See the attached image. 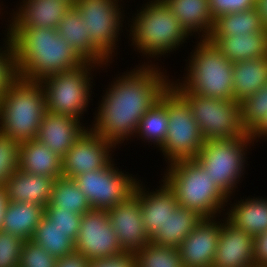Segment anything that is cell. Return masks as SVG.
Segmentation results:
<instances>
[{
	"label": "cell",
	"mask_w": 267,
	"mask_h": 267,
	"mask_svg": "<svg viewBox=\"0 0 267 267\" xmlns=\"http://www.w3.org/2000/svg\"><path fill=\"white\" fill-rule=\"evenodd\" d=\"M164 69L161 64H138L116 74L96 103L89 127L118 149L125 140L132 142L141 117L171 84L172 78Z\"/></svg>",
	"instance_id": "cell-1"
},
{
	"label": "cell",
	"mask_w": 267,
	"mask_h": 267,
	"mask_svg": "<svg viewBox=\"0 0 267 267\" xmlns=\"http://www.w3.org/2000/svg\"><path fill=\"white\" fill-rule=\"evenodd\" d=\"M5 29L4 37L14 47L18 77L23 80L40 82L85 62L54 28Z\"/></svg>",
	"instance_id": "cell-2"
},
{
	"label": "cell",
	"mask_w": 267,
	"mask_h": 267,
	"mask_svg": "<svg viewBox=\"0 0 267 267\" xmlns=\"http://www.w3.org/2000/svg\"><path fill=\"white\" fill-rule=\"evenodd\" d=\"M146 1L135 11L136 13H130L133 16L127 17L129 34H125L133 50L146 58V62L144 60L138 64L153 65L159 64L156 62L162 60L159 58H168L172 52L174 54V51L188 43L186 40H191V36L163 0Z\"/></svg>",
	"instance_id": "cell-3"
},
{
	"label": "cell",
	"mask_w": 267,
	"mask_h": 267,
	"mask_svg": "<svg viewBox=\"0 0 267 267\" xmlns=\"http://www.w3.org/2000/svg\"><path fill=\"white\" fill-rule=\"evenodd\" d=\"M184 75L171 85L180 94H195L220 100H234L233 62L229 61L209 39H196ZM186 72V73H185ZM174 79V80H173Z\"/></svg>",
	"instance_id": "cell-4"
},
{
	"label": "cell",
	"mask_w": 267,
	"mask_h": 267,
	"mask_svg": "<svg viewBox=\"0 0 267 267\" xmlns=\"http://www.w3.org/2000/svg\"><path fill=\"white\" fill-rule=\"evenodd\" d=\"M166 165L161 176L174 191L179 206L194 210L203 218L224 215L228 197L195 159L178 160Z\"/></svg>",
	"instance_id": "cell-5"
},
{
	"label": "cell",
	"mask_w": 267,
	"mask_h": 267,
	"mask_svg": "<svg viewBox=\"0 0 267 267\" xmlns=\"http://www.w3.org/2000/svg\"><path fill=\"white\" fill-rule=\"evenodd\" d=\"M45 112L41 83L18 77L0 98V133L18 143L36 139Z\"/></svg>",
	"instance_id": "cell-6"
},
{
	"label": "cell",
	"mask_w": 267,
	"mask_h": 267,
	"mask_svg": "<svg viewBox=\"0 0 267 267\" xmlns=\"http://www.w3.org/2000/svg\"><path fill=\"white\" fill-rule=\"evenodd\" d=\"M109 66L110 64L101 67L85 61L78 67L43 78L40 83L45 91L46 111L84 122L83 116L93 102L92 90L95 86L93 76L96 77L94 74H97V70L98 73L105 69L104 72H108Z\"/></svg>",
	"instance_id": "cell-7"
},
{
	"label": "cell",
	"mask_w": 267,
	"mask_h": 267,
	"mask_svg": "<svg viewBox=\"0 0 267 267\" xmlns=\"http://www.w3.org/2000/svg\"><path fill=\"white\" fill-rule=\"evenodd\" d=\"M254 145L252 134L239 138L207 140L194 159L228 198L235 197V192H239L236 189L246 174L245 168L249 165L247 155L252 146L255 148Z\"/></svg>",
	"instance_id": "cell-8"
},
{
	"label": "cell",
	"mask_w": 267,
	"mask_h": 267,
	"mask_svg": "<svg viewBox=\"0 0 267 267\" xmlns=\"http://www.w3.org/2000/svg\"><path fill=\"white\" fill-rule=\"evenodd\" d=\"M168 131L162 147L165 164L184 159H194L204 145L198 124L189 102L170 84L166 89Z\"/></svg>",
	"instance_id": "cell-9"
},
{
	"label": "cell",
	"mask_w": 267,
	"mask_h": 267,
	"mask_svg": "<svg viewBox=\"0 0 267 267\" xmlns=\"http://www.w3.org/2000/svg\"><path fill=\"white\" fill-rule=\"evenodd\" d=\"M121 2L124 3L123 0H74L73 3L85 21L91 42L112 63L115 62L113 60L115 56L119 54L121 33L127 31L126 21L128 20H125L127 17L125 14L129 15V13L124 10L125 4Z\"/></svg>",
	"instance_id": "cell-10"
},
{
	"label": "cell",
	"mask_w": 267,
	"mask_h": 267,
	"mask_svg": "<svg viewBox=\"0 0 267 267\" xmlns=\"http://www.w3.org/2000/svg\"><path fill=\"white\" fill-rule=\"evenodd\" d=\"M188 102L204 141L248 136L240 103L195 94H181Z\"/></svg>",
	"instance_id": "cell-11"
},
{
	"label": "cell",
	"mask_w": 267,
	"mask_h": 267,
	"mask_svg": "<svg viewBox=\"0 0 267 267\" xmlns=\"http://www.w3.org/2000/svg\"><path fill=\"white\" fill-rule=\"evenodd\" d=\"M115 163L113 160L105 169L73 178L92 209L108 210L125 202L133 194L139 175L129 174L126 169L122 171Z\"/></svg>",
	"instance_id": "cell-12"
},
{
	"label": "cell",
	"mask_w": 267,
	"mask_h": 267,
	"mask_svg": "<svg viewBox=\"0 0 267 267\" xmlns=\"http://www.w3.org/2000/svg\"><path fill=\"white\" fill-rule=\"evenodd\" d=\"M75 252L82 253L89 261L111 258L124 252L107 210L91 209L81 216Z\"/></svg>",
	"instance_id": "cell-13"
},
{
	"label": "cell",
	"mask_w": 267,
	"mask_h": 267,
	"mask_svg": "<svg viewBox=\"0 0 267 267\" xmlns=\"http://www.w3.org/2000/svg\"><path fill=\"white\" fill-rule=\"evenodd\" d=\"M116 148L112 142L87 128L62 158L63 177L73 179L89 171L105 169L114 160Z\"/></svg>",
	"instance_id": "cell-14"
},
{
	"label": "cell",
	"mask_w": 267,
	"mask_h": 267,
	"mask_svg": "<svg viewBox=\"0 0 267 267\" xmlns=\"http://www.w3.org/2000/svg\"><path fill=\"white\" fill-rule=\"evenodd\" d=\"M107 212L124 252L135 253L150 242L144 229L140 200L134 194L125 202L108 209Z\"/></svg>",
	"instance_id": "cell-15"
},
{
	"label": "cell",
	"mask_w": 267,
	"mask_h": 267,
	"mask_svg": "<svg viewBox=\"0 0 267 267\" xmlns=\"http://www.w3.org/2000/svg\"><path fill=\"white\" fill-rule=\"evenodd\" d=\"M159 184L154 188L155 191H150L147 184L139 178L133 191L140 200L144 229L150 240L161 230L169 214L179 206L169 185L162 178Z\"/></svg>",
	"instance_id": "cell-16"
},
{
	"label": "cell",
	"mask_w": 267,
	"mask_h": 267,
	"mask_svg": "<svg viewBox=\"0 0 267 267\" xmlns=\"http://www.w3.org/2000/svg\"><path fill=\"white\" fill-rule=\"evenodd\" d=\"M220 229V216L202 218L178 247L184 267H212Z\"/></svg>",
	"instance_id": "cell-17"
},
{
	"label": "cell",
	"mask_w": 267,
	"mask_h": 267,
	"mask_svg": "<svg viewBox=\"0 0 267 267\" xmlns=\"http://www.w3.org/2000/svg\"><path fill=\"white\" fill-rule=\"evenodd\" d=\"M73 5L70 0H19L5 25L7 28H54ZM10 19V20H9Z\"/></svg>",
	"instance_id": "cell-18"
},
{
	"label": "cell",
	"mask_w": 267,
	"mask_h": 267,
	"mask_svg": "<svg viewBox=\"0 0 267 267\" xmlns=\"http://www.w3.org/2000/svg\"><path fill=\"white\" fill-rule=\"evenodd\" d=\"M221 217V229L212 267H255L254 237Z\"/></svg>",
	"instance_id": "cell-19"
},
{
	"label": "cell",
	"mask_w": 267,
	"mask_h": 267,
	"mask_svg": "<svg viewBox=\"0 0 267 267\" xmlns=\"http://www.w3.org/2000/svg\"><path fill=\"white\" fill-rule=\"evenodd\" d=\"M70 116L45 112L38 130L37 140L63 158L76 140L89 128L88 123ZM86 125V126H85Z\"/></svg>",
	"instance_id": "cell-20"
},
{
	"label": "cell",
	"mask_w": 267,
	"mask_h": 267,
	"mask_svg": "<svg viewBox=\"0 0 267 267\" xmlns=\"http://www.w3.org/2000/svg\"><path fill=\"white\" fill-rule=\"evenodd\" d=\"M56 30L84 61L101 67L112 65V62L91 42L85 21L73 5L59 21Z\"/></svg>",
	"instance_id": "cell-21"
},
{
	"label": "cell",
	"mask_w": 267,
	"mask_h": 267,
	"mask_svg": "<svg viewBox=\"0 0 267 267\" xmlns=\"http://www.w3.org/2000/svg\"><path fill=\"white\" fill-rule=\"evenodd\" d=\"M229 197L224 217L235 227L243 229L253 237L267 230V198L252 196L240 200ZM230 202V203H228ZM230 206V207H228Z\"/></svg>",
	"instance_id": "cell-22"
},
{
	"label": "cell",
	"mask_w": 267,
	"mask_h": 267,
	"mask_svg": "<svg viewBox=\"0 0 267 267\" xmlns=\"http://www.w3.org/2000/svg\"><path fill=\"white\" fill-rule=\"evenodd\" d=\"M55 179L45 175L15 171L6 183L9 202L36 203L46 207L51 198Z\"/></svg>",
	"instance_id": "cell-23"
},
{
	"label": "cell",
	"mask_w": 267,
	"mask_h": 267,
	"mask_svg": "<svg viewBox=\"0 0 267 267\" xmlns=\"http://www.w3.org/2000/svg\"><path fill=\"white\" fill-rule=\"evenodd\" d=\"M179 20L186 32L198 39H208L214 20L208 0H163Z\"/></svg>",
	"instance_id": "cell-24"
},
{
	"label": "cell",
	"mask_w": 267,
	"mask_h": 267,
	"mask_svg": "<svg viewBox=\"0 0 267 267\" xmlns=\"http://www.w3.org/2000/svg\"><path fill=\"white\" fill-rule=\"evenodd\" d=\"M231 62L267 56V29L250 34L208 38Z\"/></svg>",
	"instance_id": "cell-25"
},
{
	"label": "cell",
	"mask_w": 267,
	"mask_h": 267,
	"mask_svg": "<svg viewBox=\"0 0 267 267\" xmlns=\"http://www.w3.org/2000/svg\"><path fill=\"white\" fill-rule=\"evenodd\" d=\"M19 170L57 179L63 177L62 158L37 139L25 141L20 143Z\"/></svg>",
	"instance_id": "cell-26"
},
{
	"label": "cell",
	"mask_w": 267,
	"mask_h": 267,
	"mask_svg": "<svg viewBox=\"0 0 267 267\" xmlns=\"http://www.w3.org/2000/svg\"><path fill=\"white\" fill-rule=\"evenodd\" d=\"M44 213L45 207L42 205L8 201L1 229L25 241L31 240Z\"/></svg>",
	"instance_id": "cell-27"
},
{
	"label": "cell",
	"mask_w": 267,
	"mask_h": 267,
	"mask_svg": "<svg viewBox=\"0 0 267 267\" xmlns=\"http://www.w3.org/2000/svg\"><path fill=\"white\" fill-rule=\"evenodd\" d=\"M267 83V56L233 63L234 100L242 102Z\"/></svg>",
	"instance_id": "cell-28"
},
{
	"label": "cell",
	"mask_w": 267,
	"mask_h": 267,
	"mask_svg": "<svg viewBox=\"0 0 267 267\" xmlns=\"http://www.w3.org/2000/svg\"><path fill=\"white\" fill-rule=\"evenodd\" d=\"M202 218L196 211L178 206L175 211L169 214L161 230L150 242L159 246L178 248Z\"/></svg>",
	"instance_id": "cell-29"
},
{
	"label": "cell",
	"mask_w": 267,
	"mask_h": 267,
	"mask_svg": "<svg viewBox=\"0 0 267 267\" xmlns=\"http://www.w3.org/2000/svg\"><path fill=\"white\" fill-rule=\"evenodd\" d=\"M168 113L166 110V90L162 93L160 99L141 117L137 132L134 136L136 141H143L146 145L157 147L159 150L167 136L168 131Z\"/></svg>",
	"instance_id": "cell-30"
},
{
	"label": "cell",
	"mask_w": 267,
	"mask_h": 267,
	"mask_svg": "<svg viewBox=\"0 0 267 267\" xmlns=\"http://www.w3.org/2000/svg\"><path fill=\"white\" fill-rule=\"evenodd\" d=\"M31 240L56 258L75 252V242L67 236L65 231L55 226L54 221L45 213Z\"/></svg>",
	"instance_id": "cell-31"
},
{
	"label": "cell",
	"mask_w": 267,
	"mask_h": 267,
	"mask_svg": "<svg viewBox=\"0 0 267 267\" xmlns=\"http://www.w3.org/2000/svg\"><path fill=\"white\" fill-rule=\"evenodd\" d=\"M264 25L256 8L241 12L227 13L214 20L210 36L250 34L263 31Z\"/></svg>",
	"instance_id": "cell-32"
},
{
	"label": "cell",
	"mask_w": 267,
	"mask_h": 267,
	"mask_svg": "<svg viewBox=\"0 0 267 267\" xmlns=\"http://www.w3.org/2000/svg\"><path fill=\"white\" fill-rule=\"evenodd\" d=\"M45 208H61L81 215L92 209L76 182L67 177L55 179L50 202Z\"/></svg>",
	"instance_id": "cell-33"
},
{
	"label": "cell",
	"mask_w": 267,
	"mask_h": 267,
	"mask_svg": "<svg viewBox=\"0 0 267 267\" xmlns=\"http://www.w3.org/2000/svg\"><path fill=\"white\" fill-rule=\"evenodd\" d=\"M136 267H184L178 248L149 242L134 253Z\"/></svg>",
	"instance_id": "cell-34"
},
{
	"label": "cell",
	"mask_w": 267,
	"mask_h": 267,
	"mask_svg": "<svg viewBox=\"0 0 267 267\" xmlns=\"http://www.w3.org/2000/svg\"><path fill=\"white\" fill-rule=\"evenodd\" d=\"M242 123L252 134L267 118V83L240 102Z\"/></svg>",
	"instance_id": "cell-35"
},
{
	"label": "cell",
	"mask_w": 267,
	"mask_h": 267,
	"mask_svg": "<svg viewBox=\"0 0 267 267\" xmlns=\"http://www.w3.org/2000/svg\"><path fill=\"white\" fill-rule=\"evenodd\" d=\"M20 143L0 133V187L19 169Z\"/></svg>",
	"instance_id": "cell-36"
},
{
	"label": "cell",
	"mask_w": 267,
	"mask_h": 267,
	"mask_svg": "<svg viewBox=\"0 0 267 267\" xmlns=\"http://www.w3.org/2000/svg\"><path fill=\"white\" fill-rule=\"evenodd\" d=\"M2 39L3 45L0 44V98L18 78L14 47L6 37Z\"/></svg>",
	"instance_id": "cell-37"
},
{
	"label": "cell",
	"mask_w": 267,
	"mask_h": 267,
	"mask_svg": "<svg viewBox=\"0 0 267 267\" xmlns=\"http://www.w3.org/2000/svg\"><path fill=\"white\" fill-rule=\"evenodd\" d=\"M58 258L32 240L24 241L18 267H56Z\"/></svg>",
	"instance_id": "cell-38"
},
{
	"label": "cell",
	"mask_w": 267,
	"mask_h": 267,
	"mask_svg": "<svg viewBox=\"0 0 267 267\" xmlns=\"http://www.w3.org/2000/svg\"><path fill=\"white\" fill-rule=\"evenodd\" d=\"M25 240L0 230V267H18L22 245Z\"/></svg>",
	"instance_id": "cell-39"
},
{
	"label": "cell",
	"mask_w": 267,
	"mask_h": 267,
	"mask_svg": "<svg viewBox=\"0 0 267 267\" xmlns=\"http://www.w3.org/2000/svg\"><path fill=\"white\" fill-rule=\"evenodd\" d=\"M45 214L54 221V225L67 233L74 242L80 231L81 214L61 208H45Z\"/></svg>",
	"instance_id": "cell-40"
},
{
	"label": "cell",
	"mask_w": 267,
	"mask_h": 267,
	"mask_svg": "<svg viewBox=\"0 0 267 267\" xmlns=\"http://www.w3.org/2000/svg\"><path fill=\"white\" fill-rule=\"evenodd\" d=\"M213 20L227 13L241 12L256 7V0H208Z\"/></svg>",
	"instance_id": "cell-41"
},
{
	"label": "cell",
	"mask_w": 267,
	"mask_h": 267,
	"mask_svg": "<svg viewBox=\"0 0 267 267\" xmlns=\"http://www.w3.org/2000/svg\"><path fill=\"white\" fill-rule=\"evenodd\" d=\"M88 267H136V260L134 253L123 252L111 258L91 260Z\"/></svg>",
	"instance_id": "cell-42"
},
{
	"label": "cell",
	"mask_w": 267,
	"mask_h": 267,
	"mask_svg": "<svg viewBox=\"0 0 267 267\" xmlns=\"http://www.w3.org/2000/svg\"><path fill=\"white\" fill-rule=\"evenodd\" d=\"M254 265L267 267V230L254 236Z\"/></svg>",
	"instance_id": "cell-43"
},
{
	"label": "cell",
	"mask_w": 267,
	"mask_h": 267,
	"mask_svg": "<svg viewBox=\"0 0 267 267\" xmlns=\"http://www.w3.org/2000/svg\"><path fill=\"white\" fill-rule=\"evenodd\" d=\"M90 261L82 254L73 252L58 258L56 267H88Z\"/></svg>",
	"instance_id": "cell-44"
},
{
	"label": "cell",
	"mask_w": 267,
	"mask_h": 267,
	"mask_svg": "<svg viewBox=\"0 0 267 267\" xmlns=\"http://www.w3.org/2000/svg\"><path fill=\"white\" fill-rule=\"evenodd\" d=\"M252 138L254 142H260L262 139L264 141H267V118L264 120V122L252 133ZM261 140V141H260Z\"/></svg>",
	"instance_id": "cell-45"
},
{
	"label": "cell",
	"mask_w": 267,
	"mask_h": 267,
	"mask_svg": "<svg viewBox=\"0 0 267 267\" xmlns=\"http://www.w3.org/2000/svg\"><path fill=\"white\" fill-rule=\"evenodd\" d=\"M255 8L260 15L264 28L267 29V0H256Z\"/></svg>",
	"instance_id": "cell-46"
},
{
	"label": "cell",
	"mask_w": 267,
	"mask_h": 267,
	"mask_svg": "<svg viewBox=\"0 0 267 267\" xmlns=\"http://www.w3.org/2000/svg\"><path fill=\"white\" fill-rule=\"evenodd\" d=\"M8 203L7 192L5 187H0V230L2 227L4 211Z\"/></svg>",
	"instance_id": "cell-47"
},
{
	"label": "cell",
	"mask_w": 267,
	"mask_h": 267,
	"mask_svg": "<svg viewBox=\"0 0 267 267\" xmlns=\"http://www.w3.org/2000/svg\"><path fill=\"white\" fill-rule=\"evenodd\" d=\"M3 3V1H1V3H0V15H1V13H2V15L1 16H3V14H5V12L7 13V15H8V12L7 11H2V10H4V8L5 7H2L3 5H4V3ZM1 16H0V18H1ZM0 20H2V18L0 19Z\"/></svg>",
	"instance_id": "cell-48"
}]
</instances>
